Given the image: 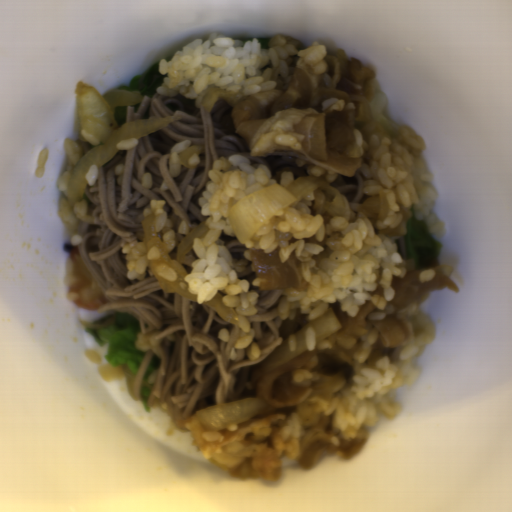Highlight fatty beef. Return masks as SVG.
<instances>
[{"label":"fatty beef","mask_w":512,"mask_h":512,"mask_svg":"<svg viewBox=\"0 0 512 512\" xmlns=\"http://www.w3.org/2000/svg\"><path fill=\"white\" fill-rule=\"evenodd\" d=\"M280 246L271 252L262 248H246L245 252L252 264V285L262 290L287 288L303 290L308 287L302 273V262L293 250L288 259L282 262L279 258Z\"/></svg>","instance_id":"5ad873be"},{"label":"fatty beef","mask_w":512,"mask_h":512,"mask_svg":"<svg viewBox=\"0 0 512 512\" xmlns=\"http://www.w3.org/2000/svg\"><path fill=\"white\" fill-rule=\"evenodd\" d=\"M403 277H392L393 312L372 320L374 303L364 301L355 316L342 311L340 301L329 304L340 329L326 336L331 348L308 350L262 374L256 397L262 407L253 417L218 431L202 429L197 412L177 416L175 425L190 432L205 460L237 480L278 481L285 459L305 471L325 454L339 459L357 455L369 435L342 436L326 414L333 400L347 401L354 378L374 365L386 350L413 338L412 316L429 293L459 291L452 266L416 267L407 261Z\"/></svg>","instance_id":"8fa450e3"},{"label":"fatty beef","mask_w":512,"mask_h":512,"mask_svg":"<svg viewBox=\"0 0 512 512\" xmlns=\"http://www.w3.org/2000/svg\"><path fill=\"white\" fill-rule=\"evenodd\" d=\"M349 208L355 214L354 218H368L375 233L386 236L389 239L398 237L407 231L409 220L413 213L412 209L401 205L399 209L401 222L397 226L377 228V221H383L386 219L390 211L388 194L385 190L377 193H371L366 200L360 203H352Z\"/></svg>","instance_id":"2513f850"},{"label":"fatty beef","mask_w":512,"mask_h":512,"mask_svg":"<svg viewBox=\"0 0 512 512\" xmlns=\"http://www.w3.org/2000/svg\"><path fill=\"white\" fill-rule=\"evenodd\" d=\"M65 249L69 255L70 265L68 299L83 309L98 310L107 303V297L84 262L80 247L67 243Z\"/></svg>","instance_id":"51303b74"},{"label":"fatty beef","mask_w":512,"mask_h":512,"mask_svg":"<svg viewBox=\"0 0 512 512\" xmlns=\"http://www.w3.org/2000/svg\"><path fill=\"white\" fill-rule=\"evenodd\" d=\"M324 61L325 72L303 66L292 72L286 89L234 102L229 117L252 156L298 153L304 178L317 183L310 214L328 223L337 216L329 213L335 196L327 186L336 177H352L371 155V135L387 133L370 111L375 72L342 49L326 52Z\"/></svg>","instance_id":"1bbc456c"}]
</instances>
